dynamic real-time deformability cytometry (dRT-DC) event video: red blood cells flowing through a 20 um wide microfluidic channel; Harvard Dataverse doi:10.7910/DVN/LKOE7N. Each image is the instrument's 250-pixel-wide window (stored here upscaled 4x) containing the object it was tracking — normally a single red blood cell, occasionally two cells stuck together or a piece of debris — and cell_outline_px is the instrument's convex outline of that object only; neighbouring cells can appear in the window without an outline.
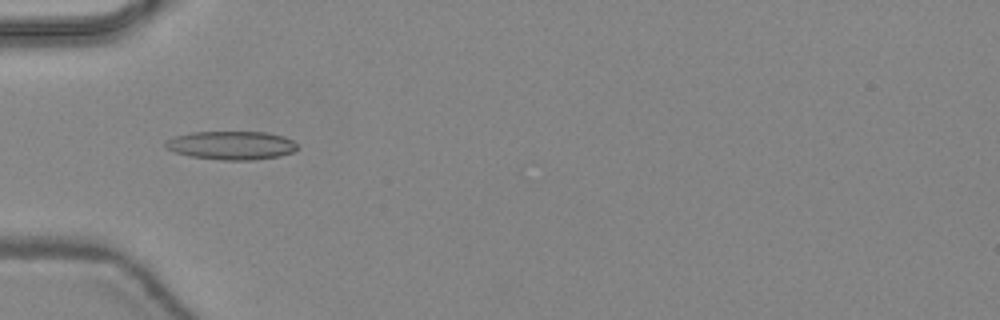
{"species": "common noctule bat (a hibernating species)", "species_latin": "Nyctalus noctula", "temperature_condition": "warm", "stored_images_in_passage": 48, "camera_frame_rate_fps": 3000, "um_per_image_px": 0.085, "animal": {"sex": "female", "body_mass_g": 24.6, "forearm_length_mm": 56.2}, "frame": {"image": 1, "passage_image": 17, "time_ms": 5.333, "image_size_px": [1000, 320], "cell_outline_px": [[296, 148], [292, 152], [280, 156], [252, 160], [220, 160], [188, 156], [164, 148], [164, 144], [168, 140], [176, 136], [192, 132], [268, 132], [284, 136], [292, 140], [296, 144]], "centroid_in_image_um": [19.66, 12.36], "position_along_channel_um": 65.3, "area_um2": 21.91}}
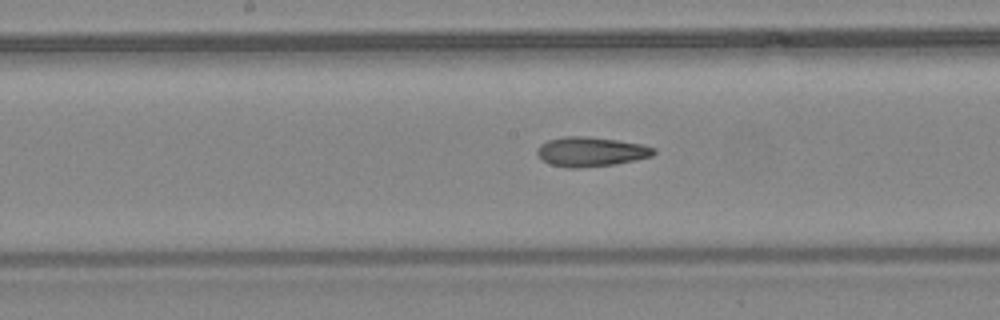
{"frame": {"image": 2, "passage_image": 26, "time_ms": 8.333, "image_size_px": [1000, 320], "cell_outline_px": [[656, 152], [652, 156], [616, 164], [580, 168], [568, 168], [552, 164], [544, 160], [536, 152], [540, 144], [548, 140], [564, 136], [588, 136], [644, 144], [656, 148]], "centroid_in_image_um": [50.26, 12.89], "position_along_channel_um": 197.9, "area_um2": 20.06}}
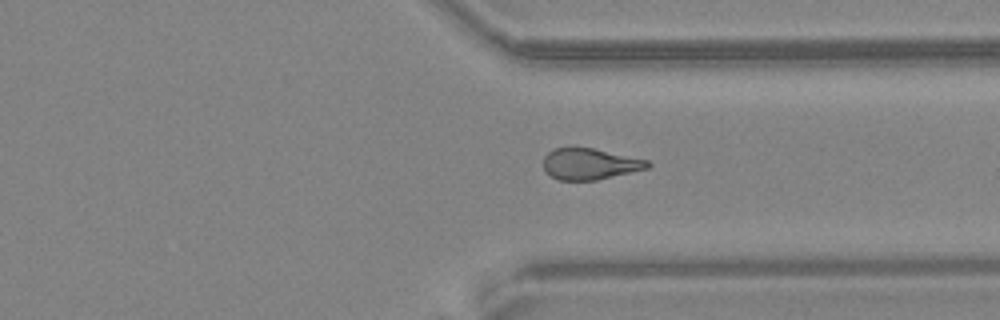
{"frame": {"image": 3, "passage_image": 37, "time_ms": 12.0, "image_size_px": [1000, 320], "cell_outline_px": [[652, 164], [648, 168], [596, 180], [560, 180], [544, 172], [544, 156], [552, 148], [572, 144], [592, 148], [648, 160]], "centroid_in_image_um": [50.07, 13.89], "position_along_channel_um": 361.3, "area_um2": 19.36}, "authors_computed_cell_mechanics": {"area_um2": 20.0855, "velocity_mm_per_s": 4.4821, "shape_relaxation_time_tau1_ms": null, "shape_relaxation_time_tau2_ms": 2.6402, "deformation_change_tau1": null, "deformation_change_tau2": 0.1223}}